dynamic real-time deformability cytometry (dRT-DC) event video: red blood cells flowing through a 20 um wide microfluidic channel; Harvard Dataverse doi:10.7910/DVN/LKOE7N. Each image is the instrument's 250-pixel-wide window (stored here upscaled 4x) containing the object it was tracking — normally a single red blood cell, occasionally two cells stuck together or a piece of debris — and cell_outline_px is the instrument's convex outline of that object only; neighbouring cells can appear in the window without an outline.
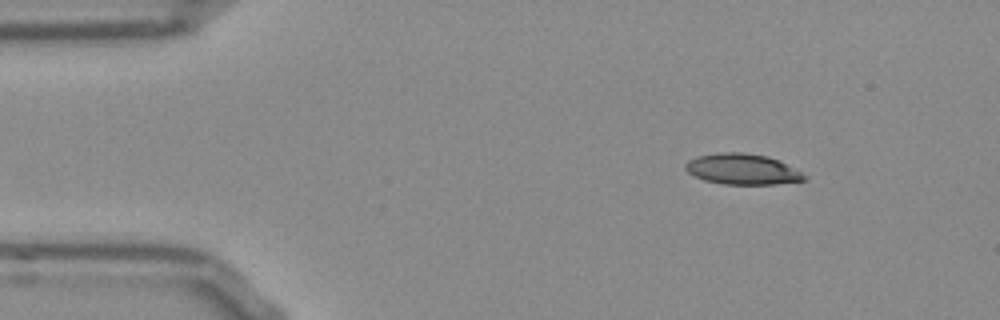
{"species": "Egyptian fruit bat (a non-hibernating species)", "species_latin": "Rousettus aegyptiacus", "temperature_condition": "room temperature", "stored_images_in_passage": 47, "camera_frame_rate_fps": 3000, "um_per_image_px": 0.085, "frame": {"image": 1, "passage_image": 1, "time_ms": 0.0, "image_size_px": [1000, 320], "cell_outline_px": [[808, 176], [804, 180], [776, 184], [724, 184], [704, 180], [688, 172], [684, 168], [684, 164], [688, 160], [696, 156], [720, 152], [740, 152], [768, 156]], "centroid_in_image_um": [63.04, 14.37], "position_along_channel_um": 22.0, "area_um2": 21.04}}
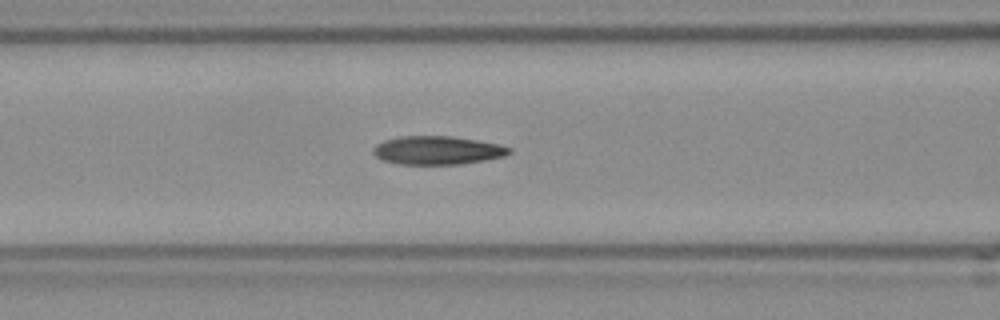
{"frame": {"image": 2, "passage_image": 15, "time_ms": 4.667, "image_size_px": [1000, 320], "cell_outline_px": [[512, 152], [504, 156], [484, 160], [460, 164], [400, 164], [384, 160], [376, 156], [372, 152], [372, 148], [376, 144], [384, 140], [400, 136], [452, 136], [500, 144], [512, 148]], "centroid_in_image_um": [37.18, 12.77], "position_along_channel_um": 129.4, "area_um2": 22.54}}
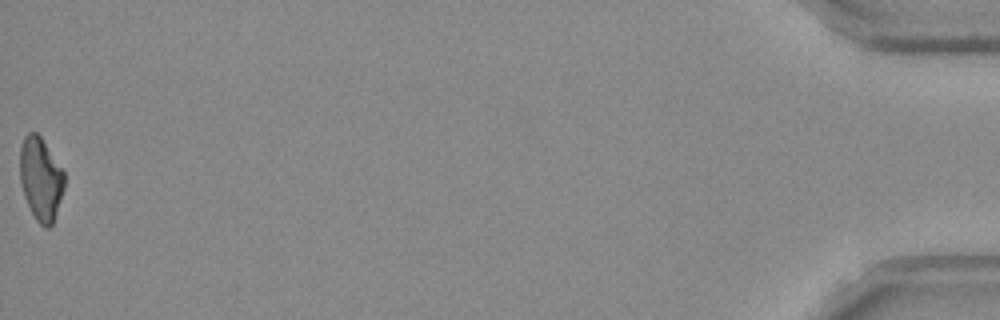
{"frame": {"image": 3, "passage_image": 47, "time_ms": 15.333, "image_size_px": [1000, 320], "cell_outline_px": [[64, 188], [52, 224], [48, 228], [44, 228], [36, 220], [24, 196], [20, 184], [20, 148], [24, 136], [28, 132], [36, 132], [40, 136], [64, 172]], "centroid_in_image_um": [3.44, 15.2], "position_along_channel_um": 431.8, "area_um2": 21.27}, "authors_computed_cell_mechanics": {"area_um2": 22.253, "velocity_mm_per_s": 3.8225, "shape_relaxation_time_tau1_ms": null, "shape_relaxation_time_tau2_ms": 3.4182, "deformation_change_tau1": null, "deformation_change_tau2": 0.1072}}